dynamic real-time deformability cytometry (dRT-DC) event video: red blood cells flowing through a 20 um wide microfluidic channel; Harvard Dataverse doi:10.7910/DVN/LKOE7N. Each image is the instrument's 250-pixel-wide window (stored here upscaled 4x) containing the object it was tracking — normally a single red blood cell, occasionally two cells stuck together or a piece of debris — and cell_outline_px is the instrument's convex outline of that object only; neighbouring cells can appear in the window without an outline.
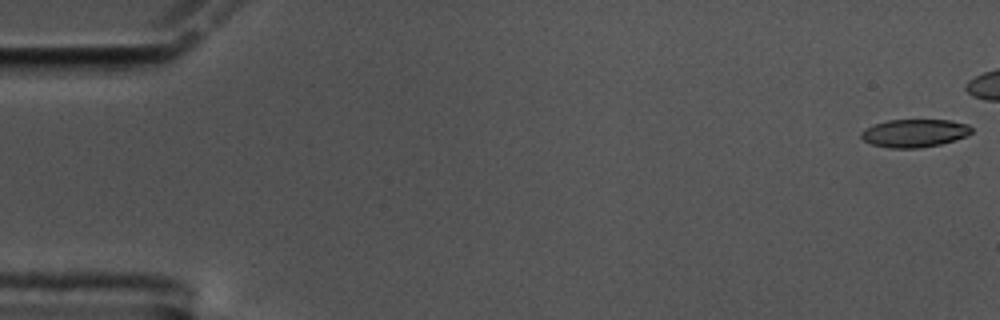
{"species": "common noctule bat (a hibernating species)", "species_latin": "Nyctalus noctula", "temperature_condition": "cold", "stored_images_in_passage": 47, "camera_frame_rate_fps": 3000, "um_per_image_px": 0.085, "animal": {"sex": "male", "body_mass_g": 17.5, "forearm_length_mm": 52.3}, "frame": {"image": 1, "passage_image": 1, "time_ms": 0.0, "image_size_px": [1000, 320], "cell_outline_px": [[972, 132], [964, 136], [940, 144], [916, 148], [888, 148], [872, 144], [864, 140], [860, 136], [860, 132], [864, 128], [888, 120], [948, 120], [968, 124], [972, 128]], "centroid_in_image_um": [77.69, 11.31], "position_along_channel_um": 7.3, "area_um2": 17.8}}
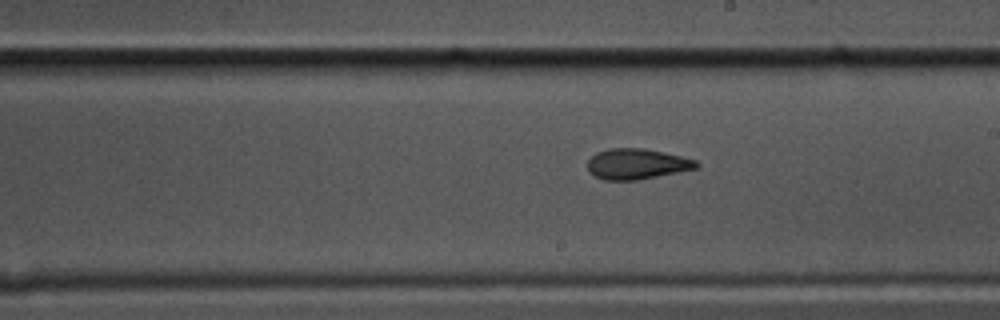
{"frame": {"image": 2, "passage_image": 33, "time_ms": 10.667, "image_size_px": [1000, 320], "cell_outline_px": [[700, 164], [696, 168], [640, 180], [604, 180], [592, 176], [588, 172], [588, 160], [596, 152], [608, 148], [644, 148], [664, 152], [696, 160]], "centroid_in_image_um": [54.09, 13.94], "position_along_channel_um": 234.9, "area_um2": 19.54}}
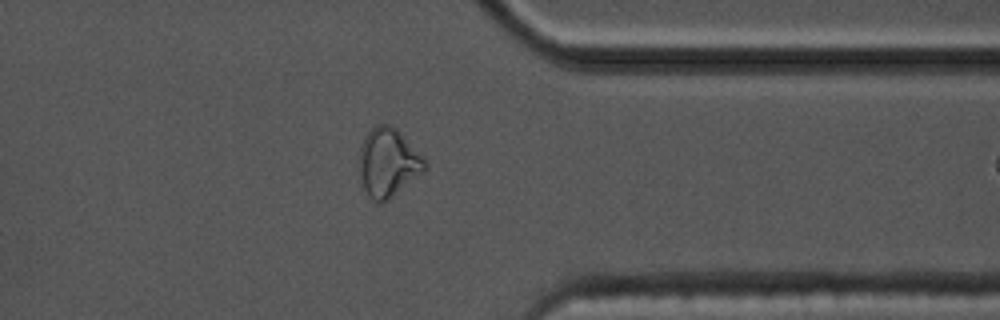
{"frame": {"image": 3, "passage_image": 46, "time_ms": 15.0, "image_size_px": [1000, 320], "cell_outline_px": [[428, 168], [424, 172], [384, 204], [376, 204], [368, 196], [360, 180], [360, 148], [368, 132], [376, 124], [388, 124], [396, 128], [424, 156], [428, 164]], "centroid_in_image_um": [33.02, 13.86], "position_along_channel_um": 378.4, "area_um2": 26.59}}